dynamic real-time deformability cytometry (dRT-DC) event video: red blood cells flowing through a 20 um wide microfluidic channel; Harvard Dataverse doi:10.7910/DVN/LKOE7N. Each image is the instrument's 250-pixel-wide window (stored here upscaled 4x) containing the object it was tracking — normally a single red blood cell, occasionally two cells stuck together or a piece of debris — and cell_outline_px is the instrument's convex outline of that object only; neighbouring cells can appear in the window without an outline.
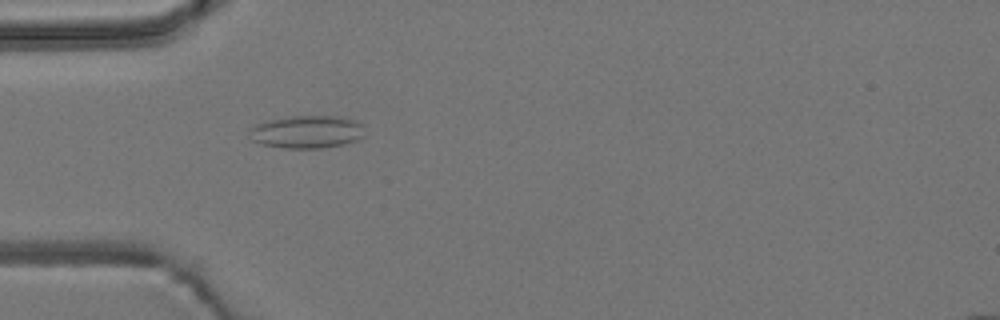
{"species": "common noctule bat (a hibernating species)", "species_latin": "Nyctalus noctula", "temperature_condition": "room temperature", "stored_images_in_passage": 53, "camera_frame_rate_fps": 3000, "um_per_image_px": 0.085, "animal": {"sex": "male", "body_mass_g": 19.2, "forearm_length_mm": 51.8}, "frame": {"image": 1, "passage_image": 16, "time_ms": 5.0, "image_size_px": [1000, 320], "cell_outline_px": [[364, 136], [356, 140], [344, 144], [320, 148], [284, 148], [260, 144], [252, 140], [248, 128], [264, 120], [288, 116], [336, 116], [356, 120], [364, 124]], "centroid_in_image_um": [26.07, 11.2], "position_along_channel_um": 58.9, "area_um2": 22.37}}
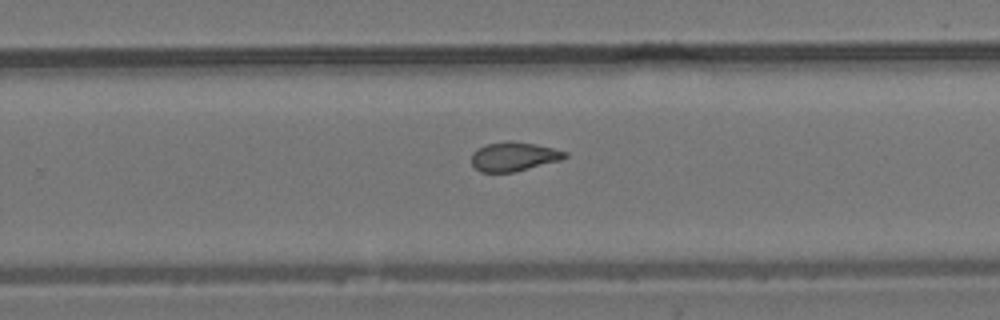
{"frame": {"image": 2, "passage_image": 34, "time_ms": 11.0, "image_size_px": [1000, 320], "cell_outline_px": [[568, 156], [564, 160], [516, 172], [480, 172], [472, 164], [472, 152], [476, 148], [484, 144], [508, 140], [512, 140], [536, 144], [568, 152]], "centroid_in_image_um": [43.7, 13.3], "position_along_channel_um": 286.1, "area_um2": 16.3}}
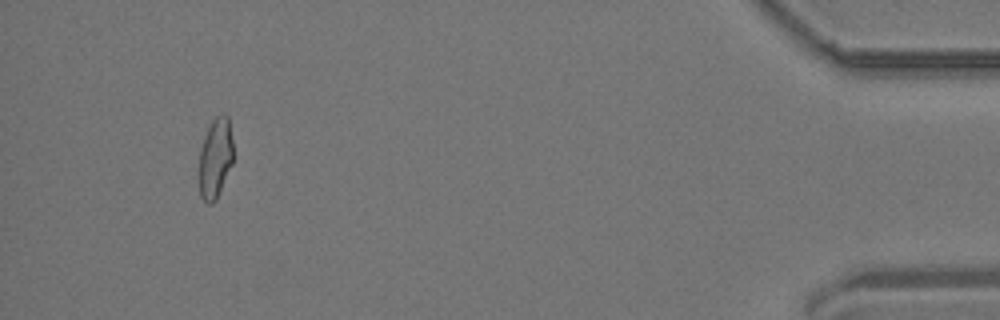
{"frame": {"image": 3, "passage_image": 50, "time_ms": 16.333, "image_size_px": [1000, 320], "cell_outline_px": [[232, 164], [216, 200], [212, 204], [208, 204], [200, 196], [200, 148], [204, 136], [212, 120], [216, 116], [224, 112], [228, 116], [232, 140]], "centroid_in_image_um": [18.31, 13.42], "position_along_channel_um": 416.9, "area_um2": 15.84}, "authors_computed_cell_mechanics": {"area_um2": 16.8198, "velocity_mm_per_s": 3.8313, "shape_relaxation_time_tau1_ms": null, "shape_relaxation_time_tau2_ms": 2.5607, "deformation_change_tau1": null, "deformation_change_tau2": 0.0908}}